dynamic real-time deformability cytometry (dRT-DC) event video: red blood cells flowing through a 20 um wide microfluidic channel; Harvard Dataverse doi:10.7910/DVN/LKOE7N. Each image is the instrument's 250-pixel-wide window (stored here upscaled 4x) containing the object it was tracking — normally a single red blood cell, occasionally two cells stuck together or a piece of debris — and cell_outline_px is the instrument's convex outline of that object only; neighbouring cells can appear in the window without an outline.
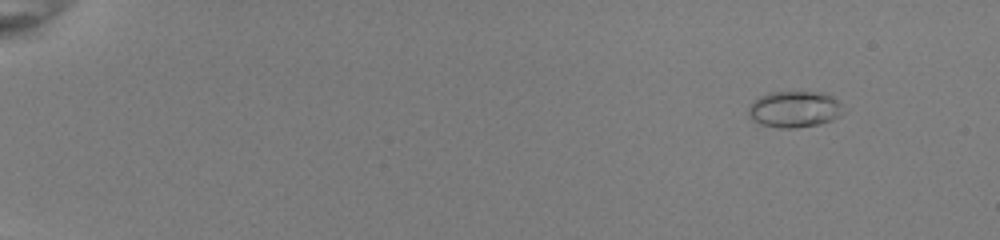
{"species": "common noctule bat (a hibernating species)", "species_latin": "Nyctalus noctula", "temperature_condition": "room temperature", "stored_images_in_passage": 48, "camera_frame_rate_fps": 3000, "um_per_image_px": 0.085, "animal": {"sex": "female", "body_mass_g": 22.0, "forearm_length_mm": 56.7}, "frame": {"image": 1, "passage_image": 1, "time_ms": 0.0, "image_size_px": [1000, 240], "cell_outline_px": [[844, 112], [840, 116], [832, 120], [820, 124], [792, 128], [780, 128], [760, 124], [752, 120], [748, 116], [748, 108], [760, 96], [768, 92], [820, 92], [832, 96], [840, 104]], "centroid_in_image_um": [67.52, 9.29], "position_along_channel_um": 17.5, "area_um2": 20.06}}
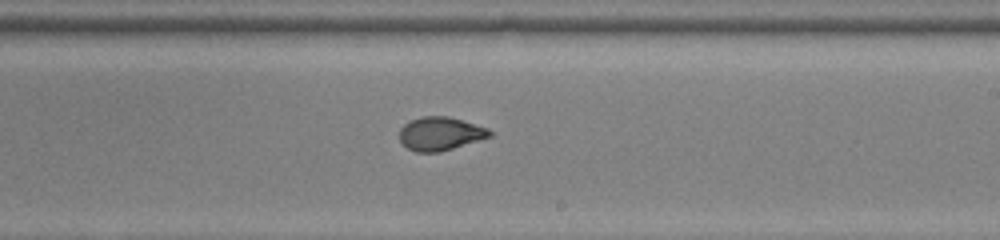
{"frame": {"image": 2, "passage_image": 30, "time_ms": 9.667, "image_size_px": [1000, 240], "cell_outline_px": [[492, 136], [440, 152], [416, 152], [408, 148], [400, 140], [400, 128], [404, 124], [420, 116], [448, 116], [488, 128], [492, 132]], "centroid_in_image_um": [37.42, 11.36], "position_along_channel_um": 251.6, "area_um2": 17.46}}
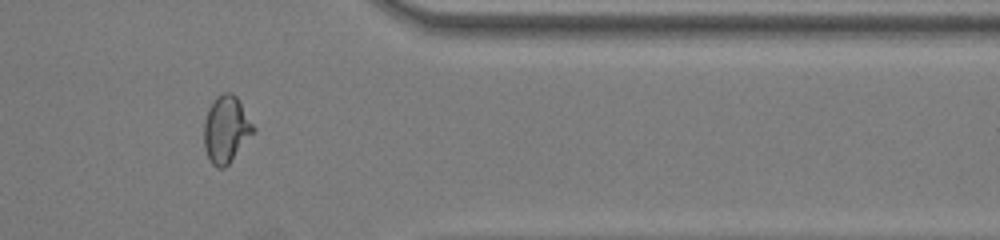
{"frame": {"image": 3, "passage_image": 41, "time_ms": 13.333, "image_size_px": [1000, 240], "cell_outline_px": [[256, 132], [228, 164], [224, 168], [216, 168], [212, 164], [204, 148], [204, 120], [208, 108], [212, 100], [216, 96], [224, 92], [232, 92], [236, 96], [256, 128]], "centroid_in_image_um": [19.23, 10.98], "position_along_channel_um": 392.2, "area_um2": 19.48}, "authors_computed_cell_mechanics": {"area_um2": 18.496, "velocity_mm_per_s": 4.0217, "shape_relaxation_time_tau1_ms": 4.0732, "shape_relaxation_time_tau2_ms": 0.8846, "deformation_change_tau1": 0.1658, "deformation_change_tau2": 0.0411}}